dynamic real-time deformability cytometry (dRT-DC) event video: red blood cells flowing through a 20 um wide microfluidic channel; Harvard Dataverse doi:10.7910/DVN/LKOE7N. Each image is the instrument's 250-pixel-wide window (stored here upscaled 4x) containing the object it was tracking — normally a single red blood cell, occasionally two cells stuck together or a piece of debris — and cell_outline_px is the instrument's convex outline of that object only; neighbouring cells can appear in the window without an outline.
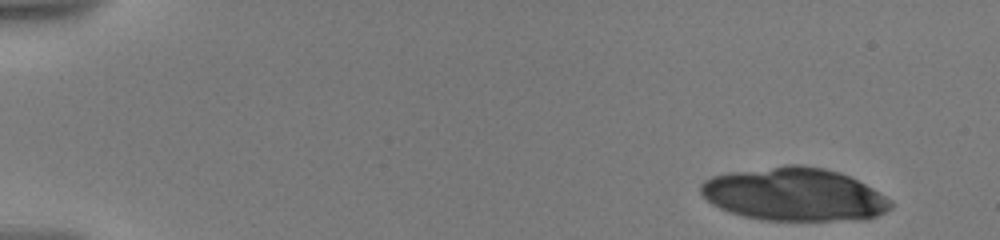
{"species": "human", "species_latin": "Homo sapiens", "temperature_condition": "warm", "stored_images_in_passage": 14, "camera_frame_rate_fps": 3000, "um_per_image_px": 0.085, "donor": {"sex": "male"}, "frame": {"image": 1, "passage_image": 1, "time_ms": 0.0, "image_size_px": [1000, 240], "cell_outline_px": [[892, 208], [868, 220], [760, 220], [728, 212], [712, 204], [700, 192], [700, 184], [704, 180], [712, 176], [732, 172], [788, 164], [800, 164], [824, 168], [840, 172], [872, 188], [892, 200]], "centroid_in_image_um": [67.52, 16.53], "position_along_channel_um": 17.5, "area_um2": 58.96}}